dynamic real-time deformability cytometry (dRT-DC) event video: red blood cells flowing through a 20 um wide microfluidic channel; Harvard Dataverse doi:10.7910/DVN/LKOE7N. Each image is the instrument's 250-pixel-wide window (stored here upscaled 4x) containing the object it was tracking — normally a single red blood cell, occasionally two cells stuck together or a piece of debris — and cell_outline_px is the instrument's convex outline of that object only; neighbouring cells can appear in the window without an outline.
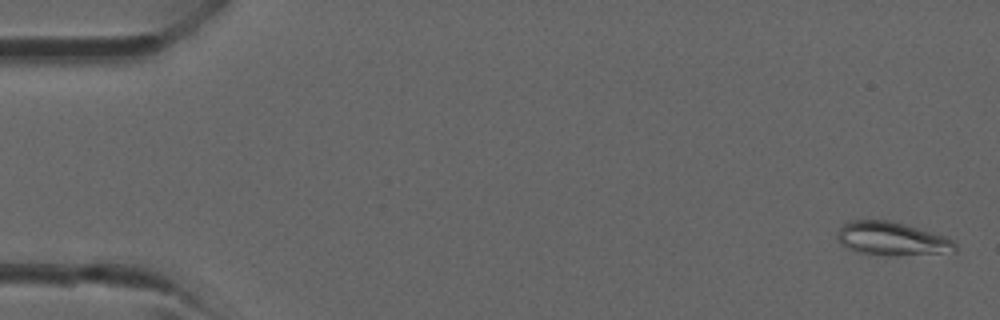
{"species": "common noctule bat (a hibernating species)", "species_latin": "Nyctalus noctula", "temperature_condition": "room temperature", "stored_images_in_passage": 39, "camera_frame_rate_fps": 3000, "um_per_image_px": 0.085, "animal": {"sex": "male", "forearm_length_mm": 52.5}, "frame": {"image": 1, "passage_image": 1, "time_ms": 0.0, "image_size_px": [1000, 320], "cell_outline_px": [[956, 252], [896, 256], [856, 252], [840, 244], [836, 236], [840, 228], [848, 220], [888, 220], [904, 224], [948, 236], [956, 240]], "centroid_in_image_um": [75.86, 20.3], "position_along_channel_um": 9.1, "area_um2": 23.35}}
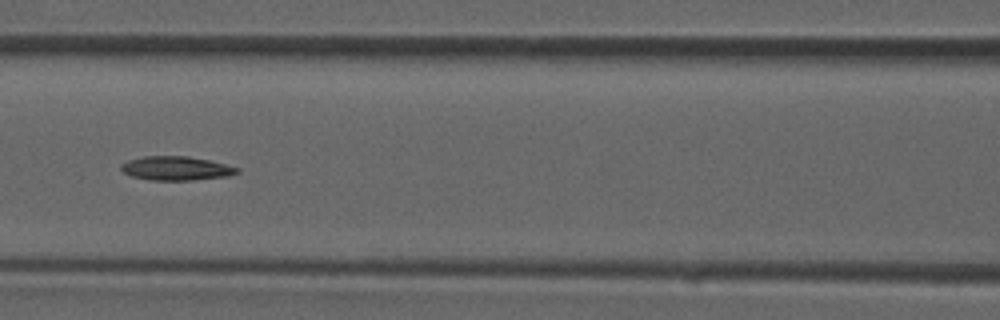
{"frame": {"image": 2, "passage_image": 17, "time_ms": 5.333, "image_size_px": [1000, 320], "cell_outline_px": [[240, 172], [228, 176], [192, 180], [152, 180], [132, 176], [124, 172], [120, 168], [120, 164], [128, 160], [144, 156], [188, 156], [208, 160], [240, 168]], "centroid_in_image_um": [14.97, 14.3], "position_along_channel_um": 151.6, "area_um2": 16.13}}
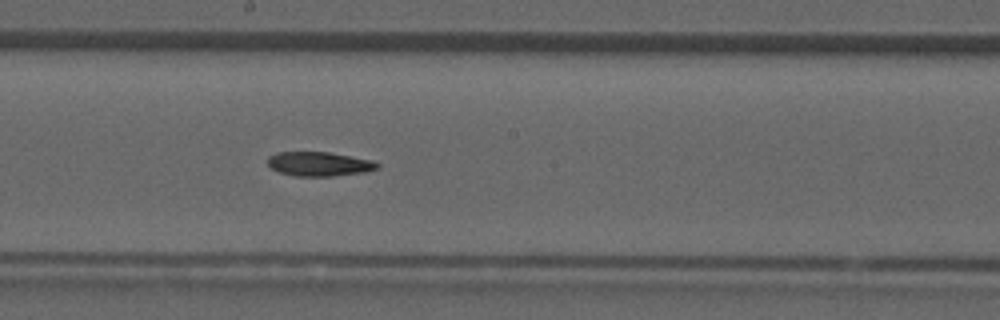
{"frame": {"image": 3, "passage_image": 21, "time_ms": 6.667, "image_size_px": [1000, 320], "cell_outline_px": [[380, 168], [364, 172], [332, 176], [296, 176], [280, 172], [272, 168], [268, 164], [268, 156], [276, 152], [328, 152], [372, 160], [380, 164]], "centroid_in_image_um": [27.14, 13.93], "position_along_channel_um": 221.1, "area_um2": 15.43}}